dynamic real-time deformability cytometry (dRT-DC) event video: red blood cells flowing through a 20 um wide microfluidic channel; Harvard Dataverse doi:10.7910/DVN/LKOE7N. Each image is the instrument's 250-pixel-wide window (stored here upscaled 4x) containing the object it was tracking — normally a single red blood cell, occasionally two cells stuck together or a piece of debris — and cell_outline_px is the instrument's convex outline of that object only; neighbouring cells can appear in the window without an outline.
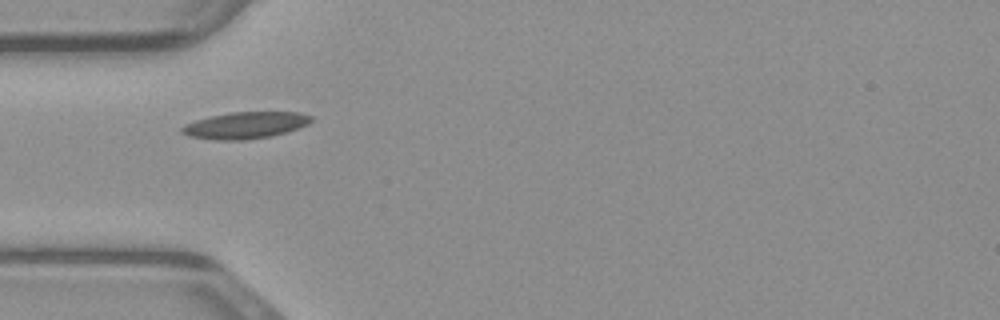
{"species": "common noctule bat (a hibernating species)", "species_latin": "Nyctalus noctula", "temperature_condition": "warm", "stored_images_in_passage": 32, "camera_frame_rate_fps": 3000, "um_per_image_px": 0.085, "animal": {"sex": "male", "body_mass_g": 23.1, "forearm_length_mm": 52.7}, "frame": {"image": 1, "passage_image": 1, "time_ms": 0.0, "image_size_px": [1000, 320], "cell_outline_px": [[312, 120], [308, 124], [300, 128], [272, 136], [244, 140], [212, 140], [188, 136], [180, 132], [180, 128], [184, 124], [196, 120], [212, 116], [232, 112], [300, 112], [312, 116]], "centroid_in_image_um": [20.85, 10.65], "position_along_channel_um": 64.2, "area_um2": 20.23}}
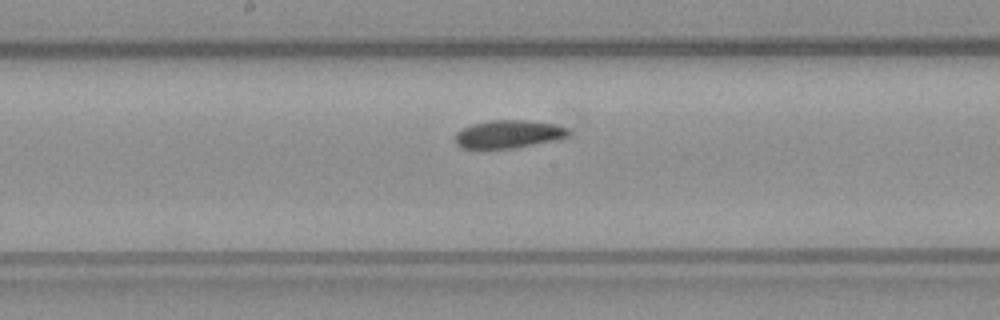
{"frame": {"image": 2, "passage_image": 11, "time_ms": 3.333, "image_size_px": [1000, 320], "cell_outline_px": [[572, 136], [560, 140], [516, 148], [460, 148], [456, 144], [456, 132], [472, 124], [488, 120], [528, 120], [552, 124], [568, 128], [572, 132]], "centroid_in_image_um": [43.3, 11.41], "position_along_channel_um": 204.9, "area_um2": 18.79}}
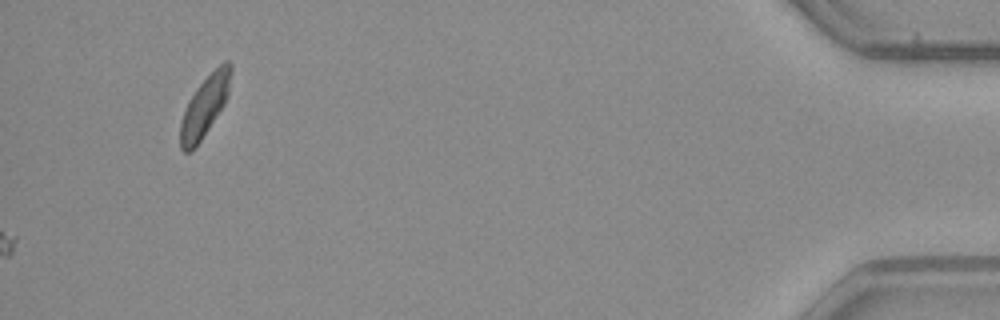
{"frame": {"image": 3, "passage_image": 32, "time_ms": 10.333, "image_size_px": [1000, 320], "cell_outline_px": [[232, 72], [228, 96], [224, 104], [192, 152], [184, 152], [180, 148], [180, 124], [188, 100], [196, 88], [224, 60], [228, 60], [232, 64]], "centroid_in_image_um": [17.41, 9.01], "position_along_channel_um": 417.8, "area_um2": 17.63}}